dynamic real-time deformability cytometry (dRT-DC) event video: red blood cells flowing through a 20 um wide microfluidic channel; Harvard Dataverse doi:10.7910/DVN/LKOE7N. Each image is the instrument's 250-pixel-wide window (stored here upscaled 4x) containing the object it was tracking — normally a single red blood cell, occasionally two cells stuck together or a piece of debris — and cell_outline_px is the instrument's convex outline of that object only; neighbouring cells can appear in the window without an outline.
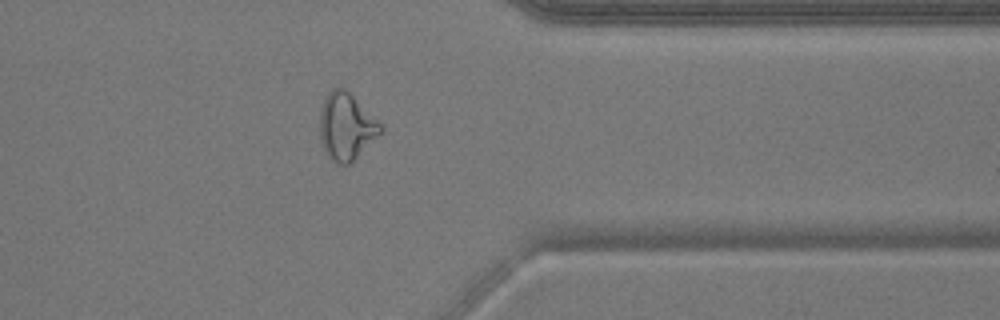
{"species": "common noctule bat (a hibernating species)", "species_latin": "Nyctalus noctula", "temperature_condition": "warm", "stored_images_in_passage": 35, "camera_frame_rate_fps": 3000, "um_per_image_px": 0.085, "animal": {"sex": "male", "body_mass_g": 17.9}, "frame": {"image": 1, "passage_image": 25, "time_ms": 8.0, "image_size_px": [1000, 320], "cell_outline_px": [[384, 128], [348, 164], [340, 164], [332, 160], [324, 148], [320, 140], [320, 108], [328, 92], [332, 88], [344, 88]], "centroid_in_image_um": [29.37, 10.73], "position_along_channel_um": 382.0, "area_um2": 22.66}}